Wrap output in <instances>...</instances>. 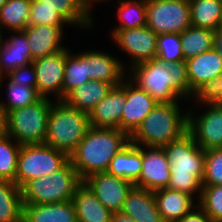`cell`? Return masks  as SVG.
I'll use <instances>...</instances> for the list:
<instances>
[{
    "mask_svg": "<svg viewBox=\"0 0 222 222\" xmlns=\"http://www.w3.org/2000/svg\"><path fill=\"white\" fill-rule=\"evenodd\" d=\"M129 142L130 136L118 128L90 126L69 159L83 181L95 173L106 172L115 154Z\"/></svg>",
    "mask_w": 222,
    "mask_h": 222,
    "instance_id": "1",
    "label": "cell"
},
{
    "mask_svg": "<svg viewBox=\"0 0 222 222\" xmlns=\"http://www.w3.org/2000/svg\"><path fill=\"white\" fill-rule=\"evenodd\" d=\"M170 163V181L167 188L201 197L205 167V151L187 131L163 147Z\"/></svg>",
    "mask_w": 222,
    "mask_h": 222,
    "instance_id": "2",
    "label": "cell"
},
{
    "mask_svg": "<svg viewBox=\"0 0 222 222\" xmlns=\"http://www.w3.org/2000/svg\"><path fill=\"white\" fill-rule=\"evenodd\" d=\"M178 102L157 103L130 136L137 146L164 147L187 132L188 113L181 114Z\"/></svg>",
    "mask_w": 222,
    "mask_h": 222,
    "instance_id": "3",
    "label": "cell"
},
{
    "mask_svg": "<svg viewBox=\"0 0 222 222\" xmlns=\"http://www.w3.org/2000/svg\"><path fill=\"white\" fill-rule=\"evenodd\" d=\"M90 127L89 115L63 100L52 103L44 144L70 156Z\"/></svg>",
    "mask_w": 222,
    "mask_h": 222,
    "instance_id": "4",
    "label": "cell"
},
{
    "mask_svg": "<svg viewBox=\"0 0 222 222\" xmlns=\"http://www.w3.org/2000/svg\"><path fill=\"white\" fill-rule=\"evenodd\" d=\"M83 181L69 160L58 171L28 182L22 189L23 204H49L72 201Z\"/></svg>",
    "mask_w": 222,
    "mask_h": 222,
    "instance_id": "5",
    "label": "cell"
},
{
    "mask_svg": "<svg viewBox=\"0 0 222 222\" xmlns=\"http://www.w3.org/2000/svg\"><path fill=\"white\" fill-rule=\"evenodd\" d=\"M52 101L41 98L34 104L5 115L6 135L22 145L44 144Z\"/></svg>",
    "mask_w": 222,
    "mask_h": 222,
    "instance_id": "6",
    "label": "cell"
},
{
    "mask_svg": "<svg viewBox=\"0 0 222 222\" xmlns=\"http://www.w3.org/2000/svg\"><path fill=\"white\" fill-rule=\"evenodd\" d=\"M69 156L46 144L22 145L18 156L16 184L22 189L28 182L58 171Z\"/></svg>",
    "mask_w": 222,
    "mask_h": 222,
    "instance_id": "7",
    "label": "cell"
},
{
    "mask_svg": "<svg viewBox=\"0 0 222 222\" xmlns=\"http://www.w3.org/2000/svg\"><path fill=\"white\" fill-rule=\"evenodd\" d=\"M147 26L157 35L182 33L191 26L189 0H146Z\"/></svg>",
    "mask_w": 222,
    "mask_h": 222,
    "instance_id": "8",
    "label": "cell"
},
{
    "mask_svg": "<svg viewBox=\"0 0 222 222\" xmlns=\"http://www.w3.org/2000/svg\"><path fill=\"white\" fill-rule=\"evenodd\" d=\"M130 71L129 78L158 103L177 102L181 99L173 91L171 72L167 70L166 63L158 58L139 63L131 67Z\"/></svg>",
    "mask_w": 222,
    "mask_h": 222,
    "instance_id": "9",
    "label": "cell"
},
{
    "mask_svg": "<svg viewBox=\"0 0 222 222\" xmlns=\"http://www.w3.org/2000/svg\"><path fill=\"white\" fill-rule=\"evenodd\" d=\"M196 99L208 106V110L197 118L188 110L187 131L204 151L222 148V105L211 103L203 97Z\"/></svg>",
    "mask_w": 222,
    "mask_h": 222,
    "instance_id": "10",
    "label": "cell"
},
{
    "mask_svg": "<svg viewBox=\"0 0 222 222\" xmlns=\"http://www.w3.org/2000/svg\"><path fill=\"white\" fill-rule=\"evenodd\" d=\"M112 38L131 56V67L156 58L157 34L147 25L140 28L115 30Z\"/></svg>",
    "mask_w": 222,
    "mask_h": 222,
    "instance_id": "11",
    "label": "cell"
},
{
    "mask_svg": "<svg viewBox=\"0 0 222 222\" xmlns=\"http://www.w3.org/2000/svg\"><path fill=\"white\" fill-rule=\"evenodd\" d=\"M97 199L112 213L121 211L134 184L107 172L95 173L83 180Z\"/></svg>",
    "mask_w": 222,
    "mask_h": 222,
    "instance_id": "12",
    "label": "cell"
},
{
    "mask_svg": "<svg viewBox=\"0 0 222 222\" xmlns=\"http://www.w3.org/2000/svg\"><path fill=\"white\" fill-rule=\"evenodd\" d=\"M190 89L203 97L222 73V59L213 48L186 61Z\"/></svg>",
    "mask_w": 222,
    "mask_h": 222,
    "instance_id": "13",
    "label": "cell"
},
{
    "mask_svg": "<svg viewBox=\"0 0 222 222\" xmlns=\"http://www.w3.org/2000/svg\"><path fill=\"white\" fill-rule=\"evenodd\" d=\"M36 72V89L42 98L56 94L62 100V83L65 71V49L32 61Z\"/></svg>",
    "mask_w": 222,
    "mask_h": 222,
    "instance_id": "14",
    "label": "cell"
},
{
    "mask_svg": "<svg viewBox=\"0 0 222 222\" xmlns=\"http://www.w3.org/2000/svg\"><path fill=\"white\" fill-rule=\"evenodd\" d=\"M142 160L140 177L134 186L153 192L167 188L170 181V163L163 147H143Z\"/></svg>",
    "mask_w": 222,
    "mask_h": 222,
    "instance_id": "15",
    "label": "cell"
},
{
    "mask_svg": "<svg viewBox=\"0 0 222 222\" xmlns=\"http://www.w3.org/2000/svg\"><path fill=\"white\" fill-rule=\"evenodd\" d=\"M127 80L126 103L122 111L120 130L131 136L158 102L129 77Z\"/></svg>",
    "mask_w": 222,
    "mask_h": 222,
    "instance_id": "16",
    "label": "cell"
},
{
    "mask_svg": "<svg viewBox=\"0 0 222 222\" xmlns=\"http://www.w3.org/2000/svg\"><path fill=\"white\" fill-rule=\"evenodd\" d=\"M126 80L113 86L110 92L94 107L89 114L90 126L96 128H118L126 103Z\"/></svg>",
    "mask_w": 222,
    "mask_h": 222,
    "instance_id": "17",
    "label": "cell"
},
{
    "mask_svg": "<svg viewBox=\"0 0 222 222\" xmlns=\"http://www.w3.org/2000/svg\"><path fill=\"white\" fill-rule=\"evenodd\" d=\"M12 32L17 35L12 34L0 47V82L12 70L28 65L34 60L31 57L26 32L24 30Z\"/></svg>",
    "mask_w": 222,
    "mask_h": 222,
    "instance_id": "18",
    "label": "cell"
},
{
    "mask_svg": "<svg viewBox=\"0 0 222 222\" xmlns=\"http://www.w3.org/2000/svg\"><path fill=\"white\" fill-rule=\"evenodd\" d=\"M24 31L26 32L33 59L51 55L65 49L61 45L63 26L40 24L27 26Z\"/></svg>",
    "mask_w": 222,
    "mask_h": 222,
    "instance_id": "19",
    "label": "cell"
},
{
    "mask_svg": "<svg viewBox=\"0 0 222 222\" xmlns=\"http://www.w3.org/2000/svg\"><path fill=\"white\" fill-rule=\"evenodd\" d=\"M135 222H164L158 211L153 191L133 186L122 210Z\"/></svg>",
    "mask_w": 222,
    "mask_h": 222,
    "instance_id": "20",
    "label": "cell"
},
{
    "mask_svg": "<svg viewBox=\"0 0 222 222\" xmlns=\"http://www.w3.org/2000/svg\"><path fill=\"white\" fill-rule=\"evenodd\" d=\"M153 194L164 222H177L196 207L193 197L184 192L163 188Z\"/></svg>",
    "mask_w": 222,
    "mask_h": 222,
    "instance_id": "21",
    "label": "cell"
},
{
    "mask_svg": "<svg viewBox=\"0 0 222 222\" xmlns=\"http://www.w3.org/2000/svg\"><path fill=\"white\" fill-rule=\"evenodd\" d=\"M126 74L125 65L116 57L101 51L88 50V77L90 80L118 86L123 82Z\"/></svg>",
    "mask_w": 222,
    "mask_h": 222,
    "instance_id": "22",
    "label": "cell"
},
{
    "mask_svg": "<svg viewBox=\"0 0 222 222\" xmlns=\"http://www.w3.org/2000/svg\"><path fill=\"white\" fill-rule=\"evenodd\" d=\"M23 222H78L72 201L23 204Z\"/></svg>",
    "mask_w": 222,
    "mask_h": 222,
    "instance_id": "23",
    "label": "cell"
},
{
    "mask_svg": "<svg viewBox=\"0 0 222 222\" xmlns=\"http://www.w3.org/2000/svg\"><path fill=\"white\" fill-rule=\"evenodd\" d=\"M78 222H111L112 212L82 182L72 197Z\"/></svg>",
    "mask_w": 222,
    "mask_h": 222,
    "instance_id": "24",
    "label": "cell"
},
{
    "mask_svg": "<svg viewBox=\"0 0 222 222\" xmlns=\"http://www.w3.org/2000/svg\"><path fill=\"white\" fill-rule=\"evenodd\" d=\"M113 85L98 80H90L71 90L63 101L88 115L94 107L110 92Z\"/></svg>",
    "mask_w": 222,
    "mask_h": 222,
    "instance_id": "25",
    "label": "cell"
},
{
    "mask_svg": "<svg viewBox=\"0 0 222 222\" xmlns=\"http://www.w3.org/2000/svg\"><path fill=\"white\" fill-rule=\"evenodd\" d=\"M142 164V146H137L130 141L115 154L106 172L134 184L140 177Z\"/></svg>",
    "mask_w": 222,
    "mask_h": 222,
    "instance_id": "26",
    "label": "cell"
},
{
    "mask_svg": "<svg viewBox=\"0 0 222 222\" xmlns=\"http://www.w3.org/2000/svg\"><path fill=\"white\" fill-rule=\"evenodd\" d=\"M191 26L216 30L222 27V0H189Z\"/></svg>",
    "mask_w": 222,
    "mask_h": 222,
    "instance_id": "27",
    "label": "cell"
},
{
    "mask_svg": "<svg viewBox=\"0 0 222 222\" xmlns=\"http://www.w3.org/2000/svg\"><path fill=\"white\" fill-rule=\"evenodd\" d=\"M62 83V100L74 88L90 81L88 77V51L71 54L65 48V71Z\"/></svg>",
    "mask_w": 222,
    "mask_h": 222,
    "instance_id": "28",
    "label": "cell"
},
{
    "mask_svg": "<svg viewBox=\"0 0 222 222\" xmlns=\"http://www.w3.org/2000/svg\"><path fill=\"white\" fill-rule=\"evenodd\" d=\"M0 222H23L22 191L15 182L0 181Z\"/></svg>",
    "mask_w": 222,
    "mask_h": 222,
    "instance_id": "29",
    "label": "cell"
},
{
    "mask_svg": "<svg viewBox=\"0 0 222 222\" xmlns=\"http://www.w3.org/2000/svg\"><path fill=\"white\" fill-rule=\"evenodd\" d=\"M214 30L190 26L180 33L184 61L213 49Z\"/></svg>",
    "mask_w": 222,
    "mask_h": 222,
    "instance_id": "30",
    "label": "cell"
},
{
    "mask_svg": "<svg viewBox=\"0 0 222 222\" xmlns=\"http://www.w3.org/2000/svg\"><path fill=\"white\" fill-rule=\"evenodd\" d=\"M42 2V6L49 7L57 11L69 25L79 27H90L93 19L91 12H89L83 4V0H38Z\"/></svg>",
    "mask_w": 222,
    "mask_h": 222,
    "instance_id": "31",
    "label": "cell"
},
{
    "mask_svg": "<svg viewBox=\"0 0 222 222\" xmlns=\"http://www.w3.org/2000/svg\"><path fill=\"white\" fill-rule=\"evenodd\" d=\"M32 0H8L0 9V31L24 30L28 26Z\"/></svg>",
    "mask_w": 222,
    "mask_h": 222,
    "instance_id": "32",
    "label": "cell"
},
{
    "mask_svg": "<svg viewBox=\"0 0 222 222\" xmlns=\"http://www.w3.org/2000/svg\"><path fill=\"white\" fill-rule=\"evenodd\" d=\"M118 19L121 21L115 30L133 29L146 26L147 24V3L146 0H118Z\"/></svg>",
    "mask_w": 222,
    "mask_h": 222,
    "instance_id": "33",
    "label": "cell"
},
{
    "mask_svg": "<svg viewBox=\"0 0 222 222\" xmlns=\"http://www.w3.org/2000/svg\"><path fill=\"white\" fill-rule=\"evenodd\" d=\"M11 140L12 138L8 135L0 139V181L16 183L18 156L21 145Z\"/></svg>",
    "mask_w": 222,
    "mask_h": 222,
    "instance_id": "34",
    "label": "cell"
},
{
    "mask_svg": "<svg viewBox=\"0 0 222 222\" xmlns=\"http://www.w3.org/2000/svg\"><path fill=\"white\" fill-rule=\"evenodd\" d=\"M7 87L8 104L0 101V111L4 116L14 109L34 104L42 98L37 89L16 84L10 79Z\"/></svg>",
    "mask_w": 222,
    "mask_h": 222,
    "instance_id": "35",
    "label": "cell"
},
{
    "mask_svg": "<svg viewBox=\"0 0 222 222\" xmlns=\"http://www.w3.org/2000/svg\"><path fill=\"white\" fill-rule=\"evenodd\" d=\"M156 58L164 63L184 61L180 34L165 33L157 36Z\"/></svg>",
    "mask_w": 222,
    "mask_h": 222,
    "instance_id": "36",
    "label": "cell"
},
{
    "mask_svg": "<svg viewBox=\"0 0 222 222\" xmlns=\"http://www.w3.org/2000/svg\"><path fill=\"white\" fill-rule=\"evenodd\" d=\"M198 205L212 222H222V185L203 186Z\"/></svg>",
    "mask_w": 222,
    "mask_h": 222,
    "instance_id": "37",
    "label": "cell"
},
{
    "mask_svg": "<svg viewBox=\"0 0 222 222\" xmlns=\"http://www.w3.org/2000/svg\"><path fill=\"white\" fill-rule=\"evenodd\" d=\"M202 185H222V148L205 151V167Z\"/></svg>",
    "mask_w": 222,
    "mask_h": 222,
    "instance_id": "38",
    "label": "cell"
},
{
    "mask_svg": "<svg viewBox=\"0 0 222 222\" xmlns=\"http://www.w3.org/2000/svg\"><path fill=\"white\" fill-rule=\"evenodd\" d=\"M47 24L52 26H66L69 23L57 11L42 6L41 1H32L28 26Z\"/></svg>",
    "mask_w": 222,
    "mask_h": 222,
    "instance_id": "39",
    "label": "cell"
},
{
    "mask_svg": "<svg viewBox=\"0 0 222 222\" xmlns=\"http://www.w3.org/2000/svg\"><path fill=\"white\" fill-rule=\"evenodd\" d=\"M167 70L171 72L170 78L173 80V91L180 97H198L189 86L187 77L186 61L166 63Z\"/></svg>",
    "mask_w": 222,
    "mask_h": 222,
    "instance_id": "40",
    "label": "cell"
},
{
    "mask_svg": "<svg viewBox=\"0 0 222 222\" xmlns=\"http://www.w3.org/2000/svg\"><path fill=\"white\" fill-rule=\"evenodd\" d=\"M8 76L16 84L36 89V72L32 62L12 70L6 75V77Z\"/></svg>",
    "mask_w": 222,
    "mask_h": 222,
    "instance_id": "41",
    "label": "cell"
},
{
    "mask_svg": "<svg viewBox=\"0 0 222 222\" xmlns=\"http://www.w3.org/2000/svg\"><path fill=\"white\" fill-rule=\"evenodd\" d=\"M203 98L216 105H222V73Z\"/></svg>",
    "mask_w": 222,
    "mask_h": 222,
    "instance_id": "42",
    "label": "cell"
},
{
    "mask_svg": "<svg viewBox=\"0 0 222 222\" xmlns=\"http://www.w3.org/2000/svg\"><path fill=\"white\" fill-rule=\"evenodd\" d=\"M197 206V210L195 207L194 211L192 209L189 213H187L182 219L177 222H212L211 218L205 213V211L199 205Z\"/></svg>",
    "mask_w": 222,
    "mask_h": 222,
    "instance_id": "43",
    "label": "cell"
},
{
    "mask_svg": "<svg viewBox=\"0 0 222 222\" xmlns=\"http://www.w3.org/2000/svg\"><path fill=\"white\" fill-rule=\"evenodd\" d=\"M213 48L218 52L222 59V27L214 31Z\"/></svg>",
    "mask_w": 222,
    "mask_h": 222,
    "instance_id": "44",
    "label": "cell"
},
{
    "mask_svg": "<svg viewBox=\"0 0 222 222\" xmlns=\"http://www.w3.org/2000/svg\"><path fill=\"white\" fill-rule=\"evenodd\" d=\"M111 222H135L132 217L123 211L113 212L111 215Z\"/></svg>",
    "mask_w": 222,
    "mask_h": 222,
    "instance_id": "45",
    "label": "cell"
},
{
    "mask_svg": "<svg viewBox=\"0 0 222 222\" xmlns=\"http://www.w3.org/2000/svg\"><path fill=\"white\" fill-rule=\"evenodd\" d=\"M6 135L5 116L0 113V139Z\"/></svg>",
    "mask_w": 222,
    "mask_h": 222,
    "instance_id": "46",
    "label": "cell"
},
{
    "mask_svg": "<svg viewBox=\"0 0 222 222\" xmlns=\"http://www.w3.org/2000/svg\"><path fill=\"white\" fill-rule=\"evenodd\" d=\"M98 1H100V0H83V4H84V7L90 12L92 10L91 9L92 4L94 2H98ZM101 2H102V0H101Z\"/></svg>",
    "mask_w": 222,
    "mask_h": 222,
    "instance_id": "47",
    "label": "cell"
},
{
    "mask_svg": "<svg viewBox=\"0 0 222 222\" xmlns=\"http://www.w3.org/2000/svg\"><path fill=\"white\" fill-rule=\"evenodd\" d=\"M8 0H0V9Z\"/></svg>",
    "mask_w": 222,
    "mask_h": 222,
    "instance_id": "48",
    "label": "cell"
},
{
    "mask_svg": "<svg viewBox=\"0 0 222 222\" xmlns=\"http://www.w3.org/2000/svg\"><path fill=\"white\" fill-rule=\"evenodd\" d=\"M3 40L4 39H3V36H2V32L0 31V47H1L2 42H4Z\"/></svg>",
    "mask_w": 222,
    "mask_h": 222,
    "instance_id": "49",
    "label": "cell"
}]
</instances>
